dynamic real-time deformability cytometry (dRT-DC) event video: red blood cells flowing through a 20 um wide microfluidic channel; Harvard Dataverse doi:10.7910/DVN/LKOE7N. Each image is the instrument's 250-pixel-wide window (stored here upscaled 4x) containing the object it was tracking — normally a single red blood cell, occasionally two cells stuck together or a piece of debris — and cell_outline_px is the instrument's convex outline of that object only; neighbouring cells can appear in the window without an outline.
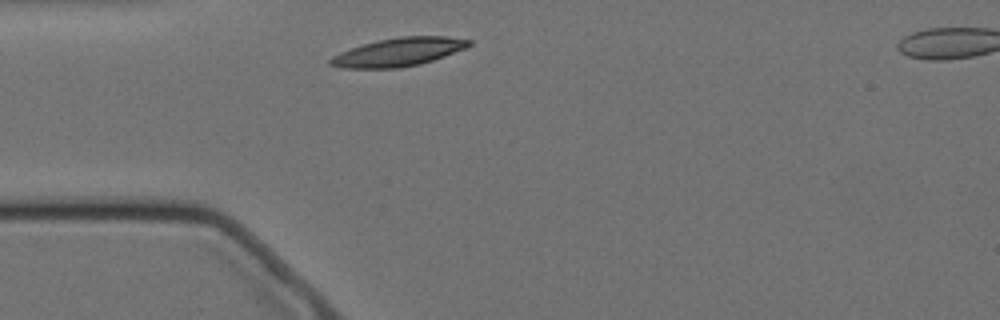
{"species": "Egyptian fruit bat (a non-hibernating species)", "species_latin": "Rousettus aegyptiacus", "temperature_condition": "cold", "stored_images_in_passage": 2, "camera_frame_rate_fps": 3000, "um_per_image_px": 0.085, "animal": {"sex": "female"}, "frame": {"image": 1, "passage_image": 1, "time_ms": 0.0, "image_size_px": [1000, 320], "cell_outline_px": [[472, 44], [464, 48], [444, 56], [420, 64], [400, 68], [344, 68], [328, 64], [328, 60], [332, 56], [340, 52], [376, 40], [400, 36], [444, 36], [472, 40]], "centroid_in_image_um": [33.85, 4.42], "position_along_channel_um": 51.1, "area_um2": 22.77}}